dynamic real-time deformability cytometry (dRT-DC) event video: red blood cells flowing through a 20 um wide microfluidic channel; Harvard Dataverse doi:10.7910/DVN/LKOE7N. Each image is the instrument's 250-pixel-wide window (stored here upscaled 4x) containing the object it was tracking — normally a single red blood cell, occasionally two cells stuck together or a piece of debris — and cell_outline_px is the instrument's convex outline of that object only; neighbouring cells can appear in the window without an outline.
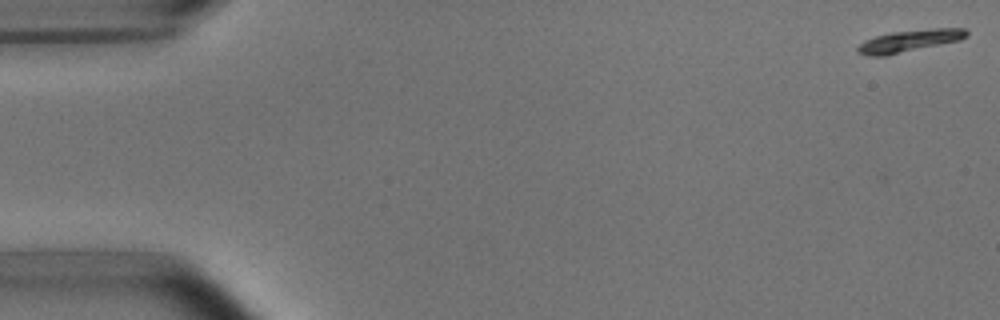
{"species": "common noctule bat (a hibernating species)", "species_latin": "Nyctalus noctula", "temperature_condition": "room temperature", "stored_images_in_passage": 7, "camera_frame_rate_fps": 3000, "um_per_image_px": 0.085, "animal": {"sex": "male", "body_mass_g": 15.6}, "frame": {"image": 1, "passage_image": 1, "time_ms": 0.0, "image_size_px": [1000, 320], "cell_outline_px": [[968, 36], [960, 40], [888, 56], [868, 56], [856, 52], [856, 48], [864, 40], [876, 36], [892, 32], [932, 28], [964, 28], [968, 32]], "centroid_in_image_um": [77.28, 3.48], "position_along_channel_um": 7.7, "area_um2": 14.16}}
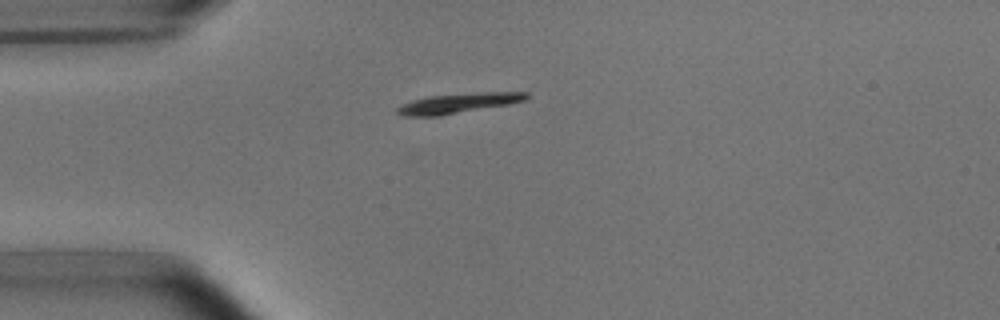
{"frame": {"image": 2, "passage_image": 4, "time_ms": 4.333, "image_size_px": [1000, 320], "cell_outline_px": [[528, 96], [524, 100], [508, 104], [440, 116], [404, 116], [396, 112], [396, 108], [412, 100], [428, 96], [484, 92], [528, 92]], "centroid_in_image_um": [38.93, 8.77], "position_along_channel_um": 46.1, "area_um2": 14.8}}
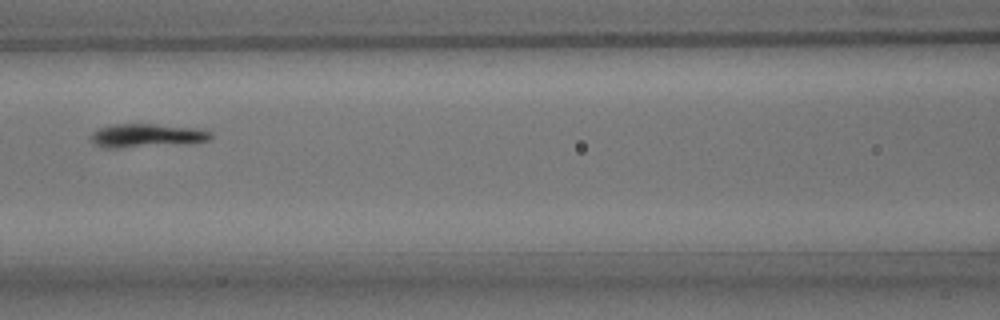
{"frame": {"image": 3, "passage_image": 7, "time_ms": 7.667, "image_size_px": [1000, 320], "cell_outline_px": [[212, 136], [208, 140], [120, 148], [108, 148], [96, 144], [88, 136], [92, 132], [100, 128], [112, 124], [152, 124], [196, 128], [212, 132]], "centroid_in_image_um": [12.39, 11.5], "position_along_channel_um": 154.2, "area_um2": 15.9}}